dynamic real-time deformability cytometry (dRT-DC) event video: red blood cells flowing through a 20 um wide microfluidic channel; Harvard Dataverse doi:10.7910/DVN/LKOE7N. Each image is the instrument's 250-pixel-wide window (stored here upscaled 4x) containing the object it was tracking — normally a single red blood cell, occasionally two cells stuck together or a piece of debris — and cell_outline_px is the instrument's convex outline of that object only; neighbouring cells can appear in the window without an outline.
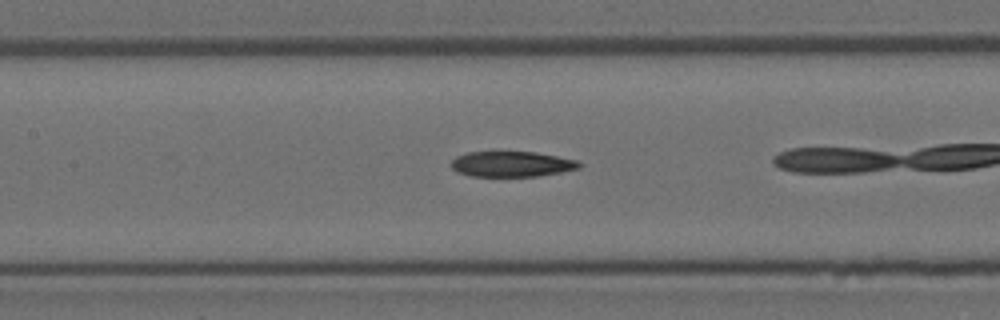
{"species": "Egyptian fruit bat (a non-hibernating species)", "species_latin": "Rousettus aegyptiacus", "temperature_condition": "room temperature", "stored_images_in_passage": 20, "camera_frame_rate_fps": 3000, "um_per_image_px": 0.085, "animal": {"sex": "female"}, "frame": {"image": 1, "passage_image": 6, "time_ms": 1.667, "image_size_px": [1000, 320], "cell_outline_px": [[584, 164], [580, 168], [560, 172], [536, 176], [472, 176], [456, 172], [452, 168], [452, 160], [456, 156], [468, 152], [536, 152], [576, 160]], "centroid_in_image_um": [43.5, 13.94], "position_along_channel_um": 163.9, "area_um2": 18.9}}